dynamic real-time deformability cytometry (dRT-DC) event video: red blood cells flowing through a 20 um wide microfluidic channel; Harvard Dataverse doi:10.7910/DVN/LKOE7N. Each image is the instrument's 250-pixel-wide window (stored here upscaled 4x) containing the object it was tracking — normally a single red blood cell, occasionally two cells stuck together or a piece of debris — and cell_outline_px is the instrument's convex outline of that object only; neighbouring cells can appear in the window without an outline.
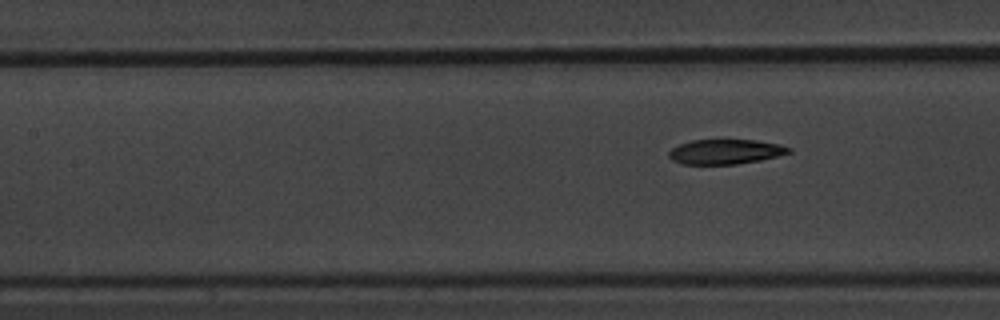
{"species": "common noctule bat (a hibernating species)", "species_latin": "Nyctalus noctula", "temperature_condition": "warm", "stored_images_in_passage": 9, "segment_of_instrument_passage": [2, 2], "camera_frame_rate_fps": 3000, "um_per_image_px": 0.085, "animal": {"sex": "male", "body_mass_g": 20.1, "forearm_length_mm": 53.5}, "frame": {"image": 1, "passage_image": 9, "time_ms": 10.0, "image_size_px": [1000, 320], "cell_outline_px": [[792, 152], [760, 160], [736, 164], [684, 164], [672, 160], [668, 156], [668, 152], [672, 148], [680, 144], [692, 140], [756, 140], [780, 144], [792, 148]], "centroid_in_image_um": [61.67, 12.89], "position_along_channel_um": 145.7, "area_um2": 17.28}}